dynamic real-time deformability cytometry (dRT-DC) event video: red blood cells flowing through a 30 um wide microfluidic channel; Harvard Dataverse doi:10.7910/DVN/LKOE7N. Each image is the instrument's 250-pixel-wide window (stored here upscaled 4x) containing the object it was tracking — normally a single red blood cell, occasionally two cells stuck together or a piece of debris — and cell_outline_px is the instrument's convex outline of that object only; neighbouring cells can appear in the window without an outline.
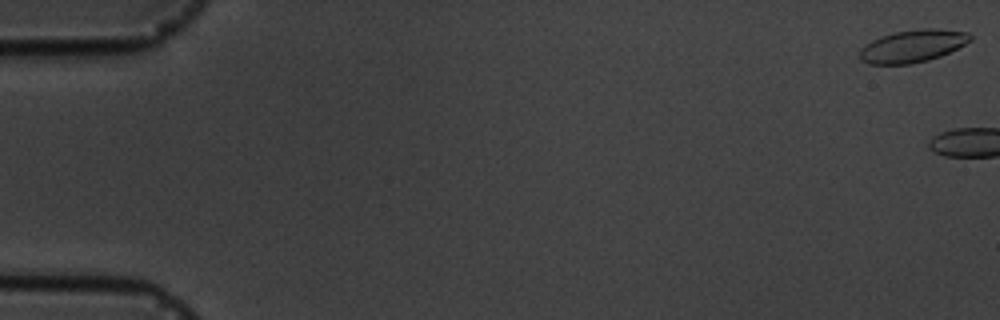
{"species": "common noctule bat (a hibernating species)", "species_latin": "Nyctalus noctula", "temperature_condition": "cold", "stored_images_in_passage": 2, "camera_frame_rate_fps": 3000, "um_per_image_px": 0.085, "animal": {"sex": "male", "body_mass_g": 19.5, "forearm_length_mm": 54.6}, "frame": {"image": 1, "passage_image": 1, "time_ms": 0.0, "image_size_px": [1000, 320], "cell_outline_px": [[972, 40], [940, 56], [928, 60], [908, 64], [868, 64], [860, 60], [860, 48], [864, 44], [880, 36], [896, 32], [920, 28], [932, 28], [968, 32], [972, 36]], "centroid_in_image_um": [77.54, 3.91], "position_along_channel_um": 7.5, "area_um2": 20.87}}